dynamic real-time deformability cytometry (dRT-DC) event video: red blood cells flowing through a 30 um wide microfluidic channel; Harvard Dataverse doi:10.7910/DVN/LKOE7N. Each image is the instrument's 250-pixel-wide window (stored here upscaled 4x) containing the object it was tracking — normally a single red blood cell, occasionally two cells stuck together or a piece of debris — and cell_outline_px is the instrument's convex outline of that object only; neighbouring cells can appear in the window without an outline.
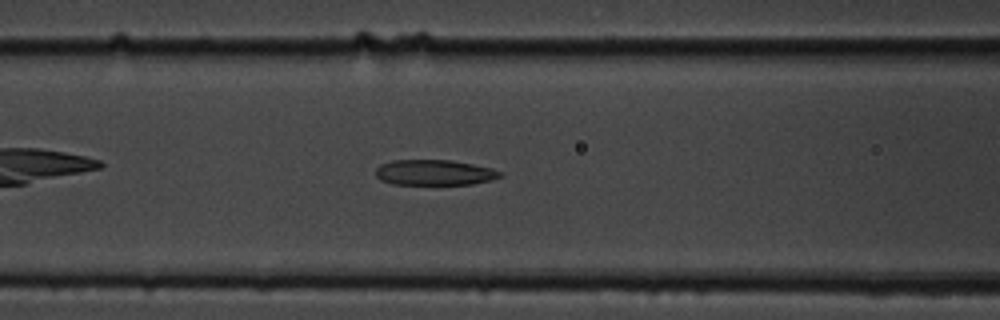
{"species": "common noctule bat (a hibernating species)", "species_latin": "Nyctalus noctula", "temperature_condition": "cold", "stored_images_in_passage": 43, "camera_frame_rate_fps": 3000, "um_per_image_px": 0.085, "animal": {"sex": "male", "body_mass_g": 19.5, "forearm_length_mm": 54.6}, "frame": {"image": 1, "passage_image": 11, "time_ms": 3.333, "image_size_px": [1000, 320], "cell_outline_px": [[504, 176], [492, 180], [472, 184], [392, 184], [380, 180], [376, 176], [376, 168], [380, 164], [392, 160], [452, 160], [492, 168], [500, 172]], "centroid_in_image_um": [36.92, 14.66], "position_along_channel_um": 129.7, "area_um2": 18.55}}
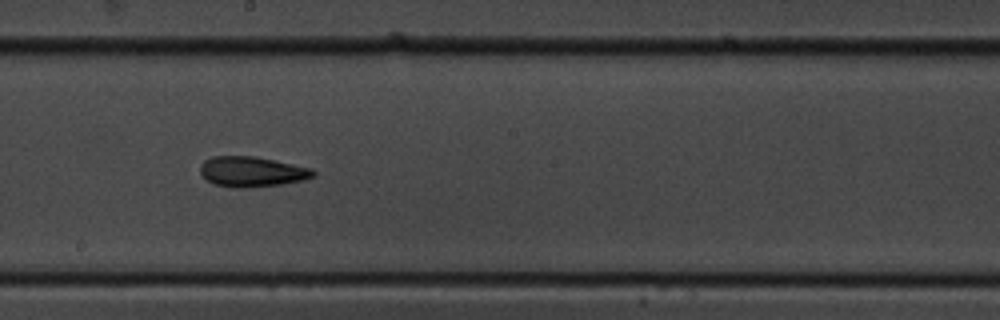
{"frame": {"image": 2, "passage_image": 19, "time_ms": 6.0, "image_size_px": [1000, 320], "cell_outline_px": [[316, 176], [304, 180], [280, 184], [244, 188], [232, 188], [216, 184], [208, 180], [200, 172], [200, 164], [204, 160], [212, 156], [252, 156], [312, 168], [316, 172]], "centroid_in_image_um": [21.41, 14.59], "position_along_channel_um": 226.8, "area_um2": 19.83}}
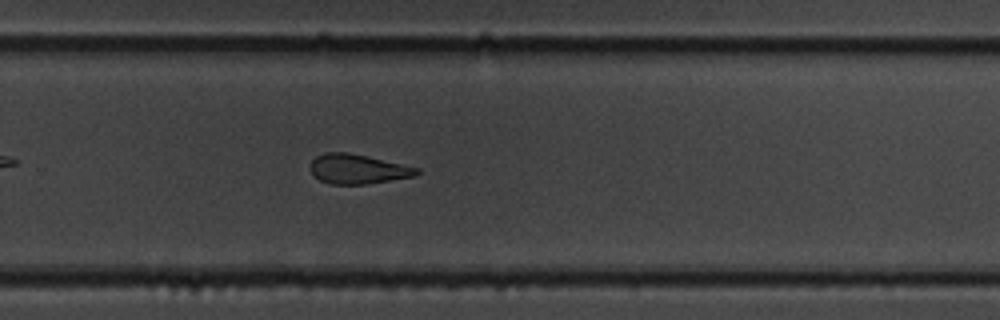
{"frame": {"image": 3, "passage_image": 25, "time_ms": 8.0, "image_size_px": [1000, 320], "cell_outline_px": [[420, 172], [416, 176], [364, 184], [332, 184], [320, 180], [312, 176], [308, 168], [312, 160], [316, 156], [324, 152], [348, 152], [368, 156], [420, 168]], "centroid_in_image_um": [30.37, 14.36], "position_along_channel_um": 299.4, "area_um2": 18.55}, "authors_computed_cell_mechanics": {"area_um2": 19.8832, "velocity_mm_per_s": 3.6481, "shape_relaxation_time_tau1_ms": null, "shape_relaxation_time_tau2_ms": 5.8846, "deformation_change_tau1": null, "deformation_change_tau2": 0.1697}}